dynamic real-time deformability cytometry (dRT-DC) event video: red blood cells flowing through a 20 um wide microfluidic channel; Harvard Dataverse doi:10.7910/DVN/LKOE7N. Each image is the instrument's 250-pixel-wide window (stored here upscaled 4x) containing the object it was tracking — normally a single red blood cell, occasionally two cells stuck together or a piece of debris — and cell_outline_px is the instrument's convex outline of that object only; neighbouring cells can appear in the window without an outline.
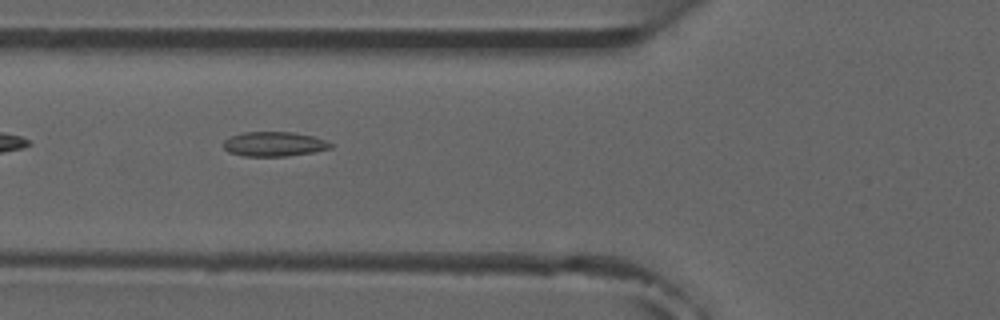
{"species": "common noctule bat (a hibernating species)", "species_latin": "Nyctalus noctula", "temperature_condition": "room temperature", "stored_images_in_passage": 6, "camera_frame_rate_fps": 3000, "um_per_image_px": 0.085, "animal": {"sex": "male", "forearm_length_mm": 52.5}, "frame": {"image": 1, "passage_image": 6, "time_ms": 5.667, "image_size_px": [1000, 320], "cell_outline_px": [[332, 148], [312, 152], [288, 156], [244, 156], [228, 152], [224, 148], [224, 140], [232, 136], [244, 132], [292, 132], [312, 136], [324, 140], [332, 144]], "centroid_in_image_um": [23.28, 12.25], "position_along_channel_um": 102.5, "area_um2": 15.2}}